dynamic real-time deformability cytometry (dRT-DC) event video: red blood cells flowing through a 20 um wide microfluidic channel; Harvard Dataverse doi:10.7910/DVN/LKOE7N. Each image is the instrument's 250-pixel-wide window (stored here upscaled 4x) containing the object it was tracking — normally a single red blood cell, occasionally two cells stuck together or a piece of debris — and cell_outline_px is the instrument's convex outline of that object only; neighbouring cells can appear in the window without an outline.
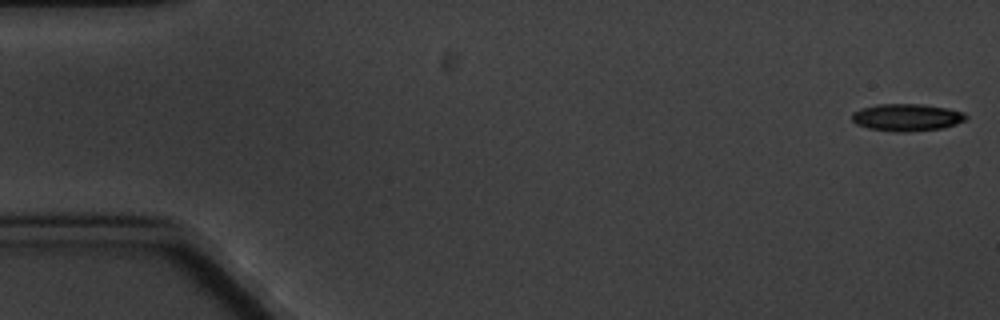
{"species": "common noctule bat (a hibernating species)", "species_latin": "Nyctalus noctula", "temperature_condition": "cold", "stored_images_in_passage": 6, "camera_frame_rate_fps": 3000, "um_per_image_px": 0.085, "animal": {"sex": "male", "body_mass_g": 20.1, "forearm_length_mm": 53.5}, "frame": {"image": 1, "passage_image": 1, "time_ms": 0.0, "image_size_px": [1000, 320], "cell_outline_px": [[968, 120], [944, 128], [904, 132], [896, 132], [868, 128], [856, 124], [852, 120], [852, 112], [860, 108], [880, 104], [924, 104], [948, 108], [964, 112], [968, 116]], "centroid_in_image_um": [77.11, 9.97], "position_along_channel_um": 7.9, "area_um2": 18.32}}
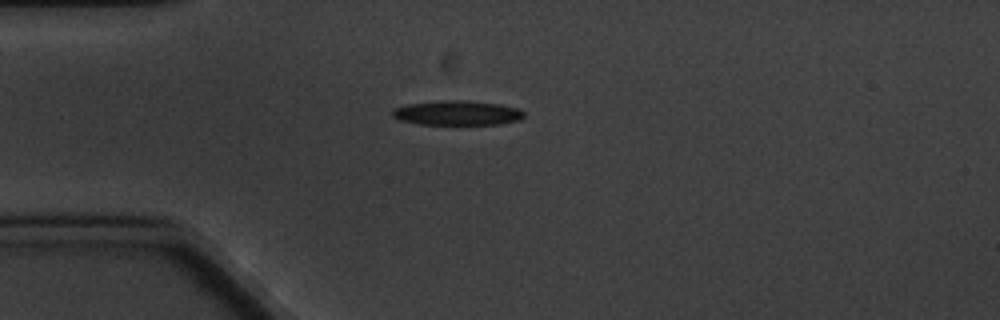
{"frame": {"image": 2, "passage_image": 5, "time_ms": 4.667, "image_size_px": [1000, 320], "cell_outline_px": [[524, 116], [520, 120], [500, 124], [416, 124], [400, 120], [392, 116], [392, 108], [408, 104], [440, 100], [460, 100], [500, 104], [520, 108], [524, 112]], "centroid_in_image_um": [38.86, 9.6], "position_along_channel_um": 46.1, "area_um2": 18.96}}